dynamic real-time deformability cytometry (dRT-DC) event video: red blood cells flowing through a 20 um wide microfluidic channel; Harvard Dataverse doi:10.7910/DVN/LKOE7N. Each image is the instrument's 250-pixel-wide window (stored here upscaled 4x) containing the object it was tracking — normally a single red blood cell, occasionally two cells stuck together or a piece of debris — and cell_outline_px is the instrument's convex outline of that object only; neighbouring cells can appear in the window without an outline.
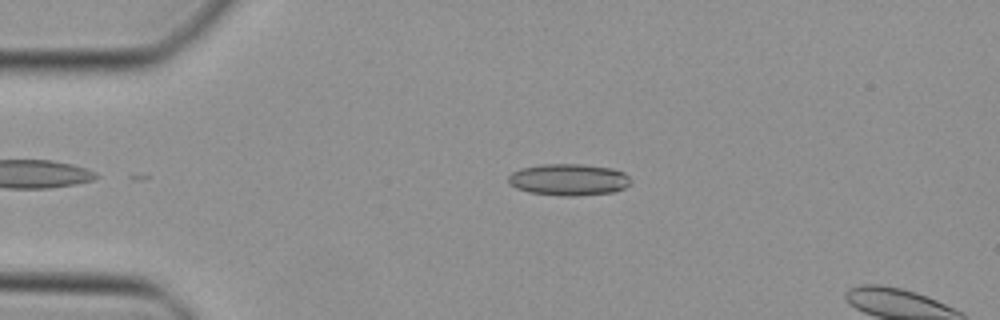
{"species": "Egyptian fruit bat (a non-hibernating species)", "species_latin": "Rousettus aegyptiacus", "temperature_condition": "cold", "stored_images_in_passage": 10, "camera_frame_rate_fps": 3000, "um_per_image_px": 0.085, "animal": {"sex": "female"}, "frame": {"image": 1, "passage_image": 6, "time_ms": 1.667, "image_size_px": [1000, 320], "cell_outline_px": [[632, 180], [624, 188], [612, 192], [576, 196], [560, 196], [528, 192], [516, 188], [508, 184], [508, 176], [512, 172], [520, 168], [540, 164], [580, 164], [612, 168], [624, 172]], "centroid_in_image_um": [48.3, 15.27], "position_along_channel_um": 36.7, "area_um2": 22.77}}